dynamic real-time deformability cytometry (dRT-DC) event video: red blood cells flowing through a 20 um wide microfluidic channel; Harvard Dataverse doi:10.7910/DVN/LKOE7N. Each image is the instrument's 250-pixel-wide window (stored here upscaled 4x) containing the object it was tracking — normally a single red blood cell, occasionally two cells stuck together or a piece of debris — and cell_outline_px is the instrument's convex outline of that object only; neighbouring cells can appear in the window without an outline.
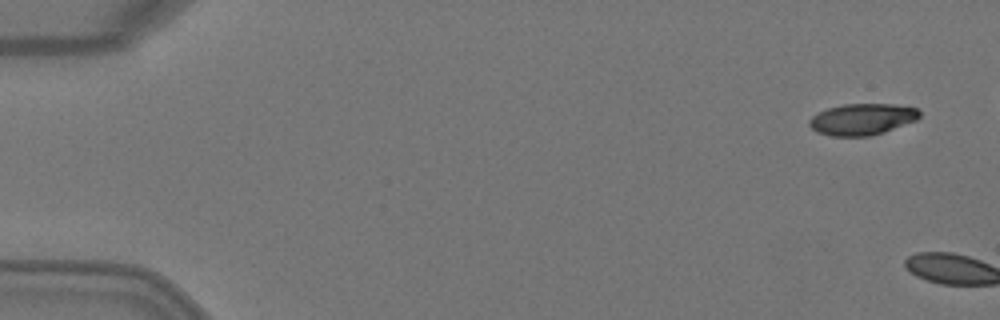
{"species": "Egyptian fruit bat (a non-hibernating species)", "species_latin": "Rousettus aegyptiacus", "temperature_condition": "warm", "stored_images_in_passage": 8, "camera_frame_rate_fps": 3000, "um_per_image_px": 0.085, "animal": {"sex": "female"}, "frame": {"image": 1, "passage_image": 1, "time_ms": 0.0, "image_size_px": [1000, 320], "cell_outline_px": [[920, 116], [916, 120], [884, 132], [868, 136], [832, 136], [816, 132], [808, 124], [808, 120], [812, 116], [828, 108], [844, 104], [896, 104], [916, 108], [920, 112]], "centroid_in_image_um": [73.27, 10.13], "position_along_channel_um": 11.7, "area_um2": 20.11}}
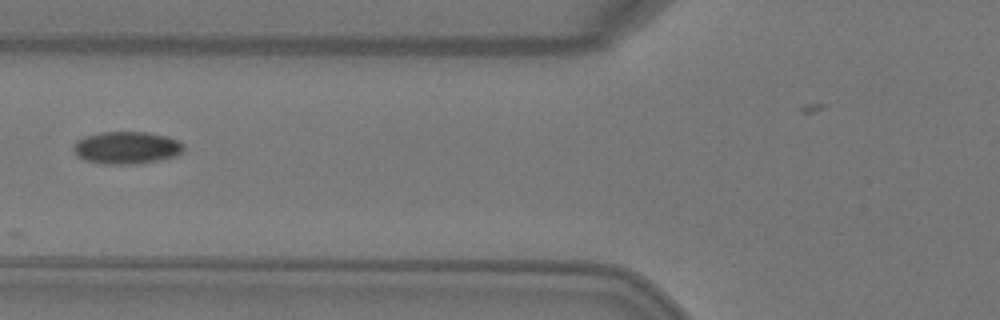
{"frame": {"image": 2, "passage_image": 8, "time_ms": 2.333, "image_size_px": [1000, 320], "cell_outline_px": [[184, 148], [180, 152], [172, 156], [156, 160], [132, 164], [104, 164], [84, 160], [76, 156], [72, 148], [72, 144], [76, 140], [84, 136], [100, 132], [148, 132], [168, 136], [184, 144]], "centroid_in_image_um": [10.68, 12.54], "position_along_channel_um": 115.1, "area_um2": 20.81}}